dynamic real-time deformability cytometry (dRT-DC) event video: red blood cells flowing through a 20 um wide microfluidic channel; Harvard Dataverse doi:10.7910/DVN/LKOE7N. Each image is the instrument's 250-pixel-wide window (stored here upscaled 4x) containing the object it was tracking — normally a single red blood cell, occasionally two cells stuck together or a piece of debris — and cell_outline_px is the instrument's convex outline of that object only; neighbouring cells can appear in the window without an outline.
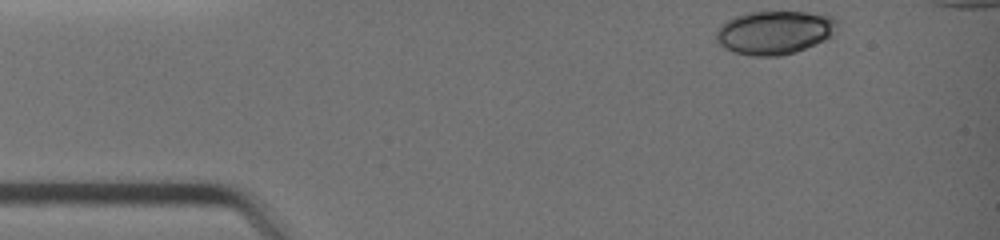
{"species": "common noctule bat (a hibernating species)", "species_latin": "Nyctalus noctula", "temperature_condition": "warm", "stored_images_in_passage": 32, "camera_frame_rate_fps": 3000, "um_per_image_px": 0.085, "animal": {"sex": "female", "body_mass_g": 19.0, "forearm_length_mm": 51.5}, "frame": {"image": 1, "passage_image": 1, "time_ms": 0.0, "image_size_px": [1000, 240], "cell_outline_px": [[836, 24], [832, 36], [824, 40], [796, 52], [780, 56], [752, 56], [736, 52], [720, 44], [716, 40], [716, 32], [728, 20], [736, 16], [748, 12], [808, 12], [832, 16], [836, 20]], "centroid_in_image_um": [65.86, 2.76], "position_along_channel_um": 19.1, "area_um2": 30.29}}
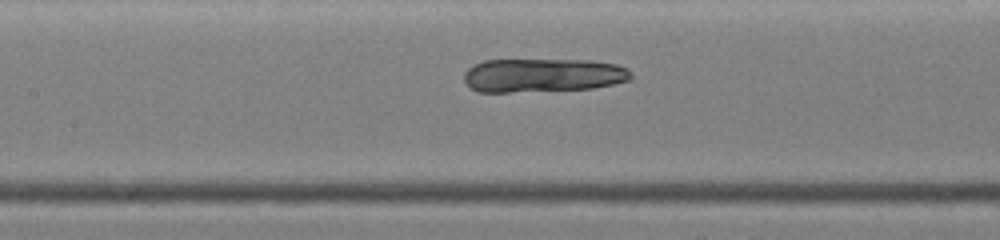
{"frame": {"image": 2, "passage_image": 15, "time_ms": 4.667, "image_size_px": [1000, 240], "cell_outline_px": [[632, 80], [592, 88], [508, 92], [476, 92], [468, 88], [464, 80], [464, 72], [472, 64], [484, 60], [588, 60], [616, 64], [628, 68], [632, 72]], "centroid_in_image_um": [46.11, 6.39], "position_along_channel_um": 161.3, "area_um2": 33.12}}
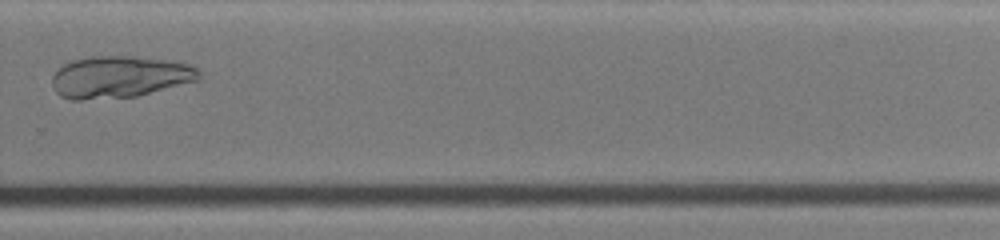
{"frame": {"image": 3, "passage_image": 25, "time_ms": 8.0, "image_size_px": [1000, 240], "cell_outline_px": [[200, 80], [136, 96], [80, 100], [72, 100], [60, 96], [56, 92], [52, 84], [52, 76], [64, 64], [72, 60], [92, 56], [132, 56], [172, 60], [192, 64], [200, 72]], "centroid_in_image_um": [10.2, 6.53], "position_along_channel_um": 319.6, "area_um2": 36.01}}